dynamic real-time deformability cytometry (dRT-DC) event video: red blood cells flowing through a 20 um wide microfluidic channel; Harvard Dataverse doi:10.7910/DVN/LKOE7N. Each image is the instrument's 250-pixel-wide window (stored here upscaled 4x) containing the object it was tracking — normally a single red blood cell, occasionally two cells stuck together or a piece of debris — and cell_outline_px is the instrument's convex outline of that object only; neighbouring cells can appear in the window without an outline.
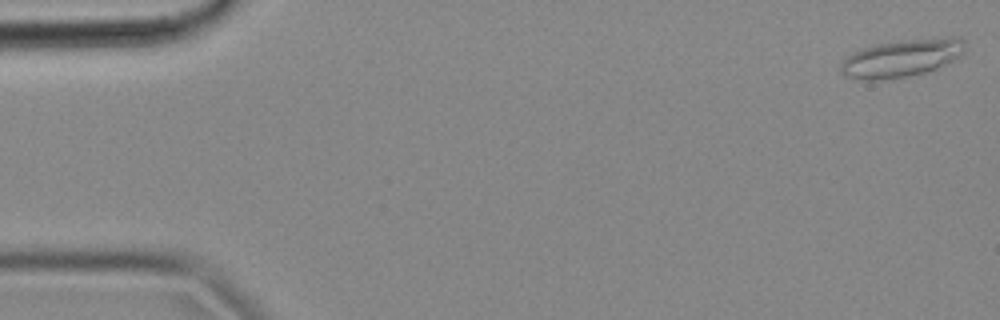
{"species": "common noctule bat (a hibernating species)", "species_latin": "Nyctalus noctula", "temperature_condition": "cold", "stored_images_in_passage": 54, "camera_frame_rate_fps": 3000, "um_per_image_px": 0.085, "animal": {"sex": "female", "body_mass_g": 18.4}, "frame": {"image": 1, "passage_image": 1, "time_ms": 0.0, "image_size_px": [1000, 320], "cell_outline_px": [[964, 52], [956, 60], [936, 68], [924, 72], [908, 76], [876, 80], [868, 80], [848, 76], [840, 72], [840, 64], [852, 52], [864, 48], [880, 44], [900, 40], [944, 36], [960, 36], [964, 40]], "centroid_in_image_um": [76.71, 4.91], "position_along_channel_um": 8.3, "area_um2": 27.22}}
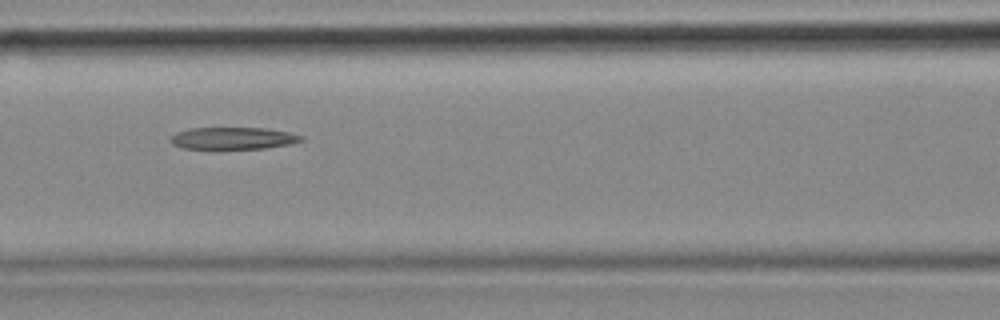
{"frame": {"image": 2, "passage_image": 23, "time_ms": 7.333, "image_size_px": [1000, 320], "cell_outline_px": [[304, 140], [292, 144], [264, 148], [184, 148], [172, 144], [172, 136], [176, 132], [188, 128], [268, 128], [288, 132], [304, 136]], "centroid_in_image_um": [19.87, 11.74], "position_along_channel_um": 146.7, "area_um2": 16.65}}
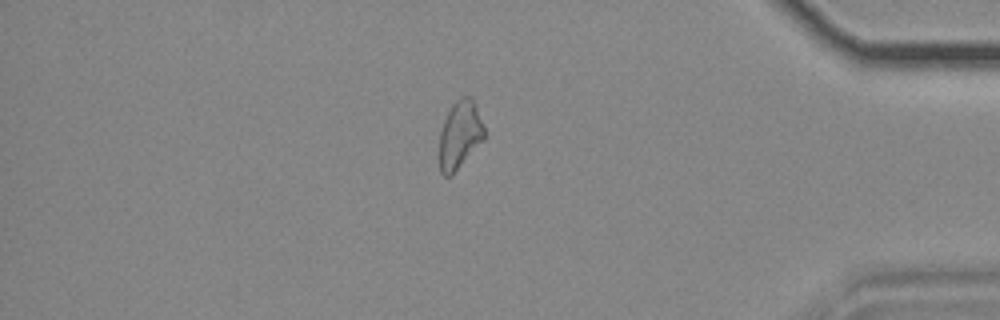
{"frame": {"image": 3, "passage_image": 46, "time_ms": 15.0, "image_size_px": [1000, 320], "cell_outline_px": [[484, 140], [452, 176], [444, 176], [440, 172], [440, 132], [444, 120], [452, 104], [460, 96], [472, 96], [476, 104], [484, 128]], "centroid_in_image_um": [39.1, 11.46], "position_along_channel_um": 396.1, "area_um2": 17.92}}